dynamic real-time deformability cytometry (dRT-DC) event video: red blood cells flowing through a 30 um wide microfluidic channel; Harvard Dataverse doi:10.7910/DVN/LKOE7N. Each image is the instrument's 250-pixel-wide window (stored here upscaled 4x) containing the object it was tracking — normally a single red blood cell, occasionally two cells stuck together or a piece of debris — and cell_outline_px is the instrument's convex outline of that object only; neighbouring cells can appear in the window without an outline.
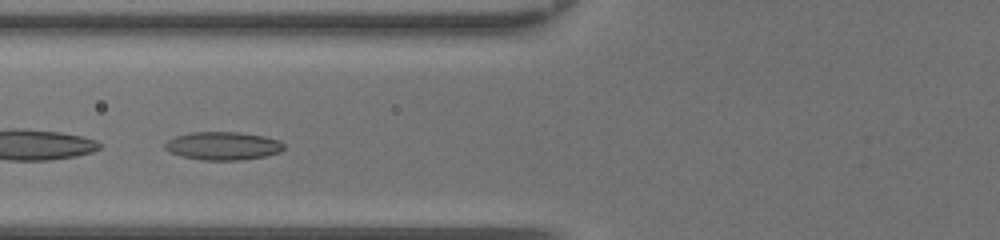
{"species": "common noctule bat (a hibernating species)", "species_latin": "Nyctalus noctula", "temperature_condition": "room temperature", "stored_images_in_passage": 38, "camera_frame_rate_fps": 3000, "um_per_image_px": 0.085, "animal": {"sex": "female", "body_mass_g": 20.0, "forearm_length_mm": 54.0}, "frame": {"image": 1, "passage_image": 12, "time_ms": 3.667, "image_size_px": [1000, 240], "cell_outline_px": [[284, 148], [280, 152], [264, 156], [244, 160], [200, 160], [180, 156], [164, 148], [164, 144], [168, 140], [176, 136], [192, 132], [240, 132], [264, 136], [280, 140], [284, 144]], "centroid_in_image_um": [18.97, 12.4], "position_along_channel_um": 106.8, "area_um2": 19.59}, "authors_computed_cell_mechanics": {"area_um2": 19.3052, "velocity_mm_per_s": 4.3643, "shape_relaxation_time_tau1_ms": 3.7151, "shape_relaxation_time_tau2_ms": 2.0366, "deformation_change_tau1": 0.1123, "deformation_change_tau2": 0.0717}}